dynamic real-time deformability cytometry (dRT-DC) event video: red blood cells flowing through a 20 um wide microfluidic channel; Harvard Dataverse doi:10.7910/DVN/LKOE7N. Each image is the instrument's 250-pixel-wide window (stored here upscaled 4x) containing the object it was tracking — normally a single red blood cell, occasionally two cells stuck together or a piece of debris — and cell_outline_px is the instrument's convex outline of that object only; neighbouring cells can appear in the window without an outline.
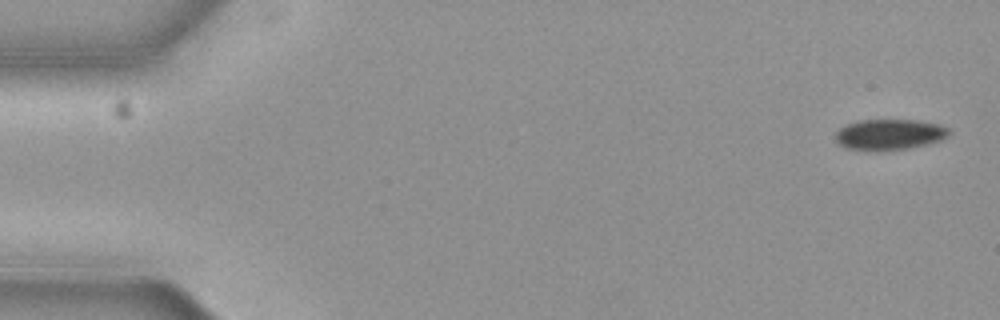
{"species": "common noctule bat (a hibernating species)", "species_latin": "Nyctalus noctula", "temperature_condition": "cold", "stored_images_in_passage": 2, "camera_frame_rate_fps": 3000, "um_per_image_px": 0.085, "animal": {"sex": "female", "body_mass_g": 19.3, "forearm_length_mm": 54.1}, "frame": {"image": 1, "passage_image": 1, "time_ms": 0.0, "image_size_px": [1000, 320], "cell_outline_px": [[952, 132], [948, 136], [940, 140], [908, 148], [848, 148], [840, 144], [836, 140], [836, 132], [840, 128], [848, 124], [860, 120], [916, 120], [940, 124], [948, 128]], "centroid_in_image_um": [75.66, 11.38], "position_along_channel_um": 9.3, "area_um2": 19.48}}